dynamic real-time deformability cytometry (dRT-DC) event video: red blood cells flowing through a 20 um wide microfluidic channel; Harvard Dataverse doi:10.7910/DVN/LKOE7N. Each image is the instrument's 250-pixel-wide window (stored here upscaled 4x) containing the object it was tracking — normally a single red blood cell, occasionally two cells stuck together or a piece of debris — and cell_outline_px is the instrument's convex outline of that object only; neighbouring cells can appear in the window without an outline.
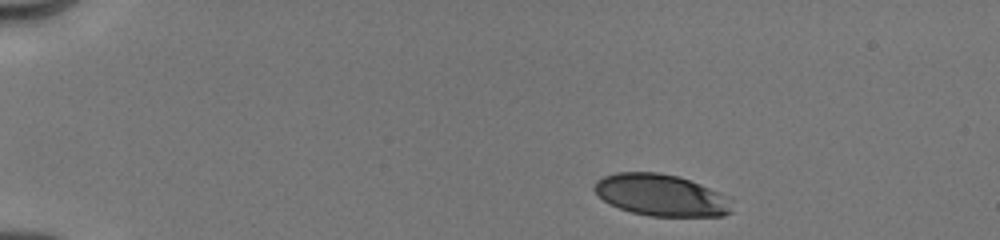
{"species": "human", "species_latin": "Homo sapiens", "temperature_condition": "cold", "stored_images_in_passage": 14, "camera_frame_rate_fps": 3000, "um_per_image_px": 0.085, "donor": {"sex": "male"}, "frame": {"image": 1, "passage_image": 1, "time_ms": 0.0, "image_size_px": [1000, 240], "cell_outline_px": [[732, 212], [724, 216], [648, 216], [632, 212], [620, 208], [604, 200], [592, 188], [596, 180], [604, 176], [616, 172], [656, 172], [680, 176], [700, 184], [732, 200]], "centroid_in_image_um": [56.19, 16.58], "position_along_channel_um": 28.8, "area_um2": 33.35}}
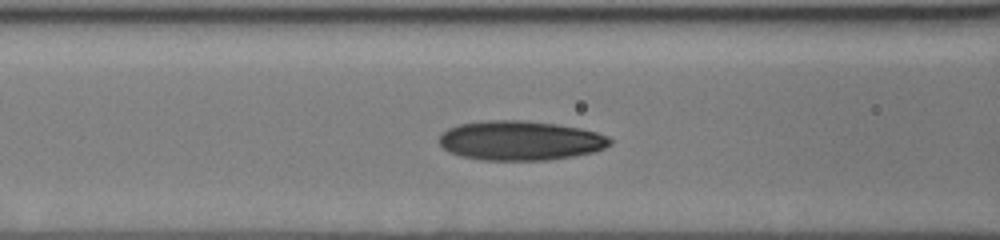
{"frame": {"image": 2, "passage_image": 10, "time_ms": 4.667, "image_size_px": [1000, 240], "cell_outline_px": [[612, 144], [596, 152], [572, 156], [544, 160], [480, 160], [460, 156], [448, 152], [440, 144], [440, 136], [448, 128], [460, 124], [484, 120], [524, 120], [556, 124], [580, 128], [596, 132], [608, 136], [612, 140]], "centroid_in_image_um": [44.23, 11.95], "position_along_channel_um": 122.4, "area_um2": 39.42}}
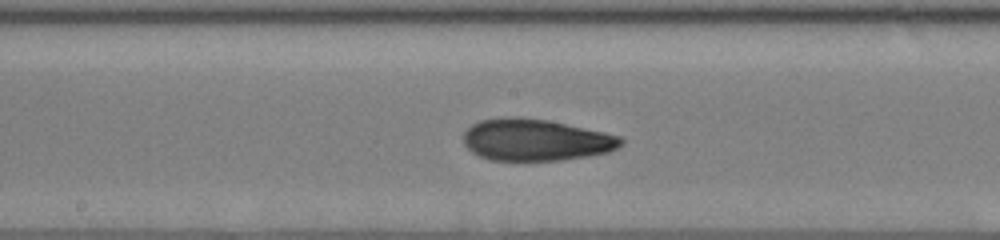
{"frame": {"image": 3, "passage_image": 14, "time_ms": 6.667, "image_size_px": [1000, 240], "cell_outline_px": [[624, 144], [608, 152], [588, 156], [560, 160], [492, 160], [480, 156], [472, 152], [464, 144], [464, 132], [472, 124], [480, 120], [504, 116], [520, 116], [548, 120], [604, 132], [620, 136], [624, 140]], "centroid_in_image_um": [45.53, 11.88], "position_along_channel_um": 202.7, "area_um2": 38.44}}